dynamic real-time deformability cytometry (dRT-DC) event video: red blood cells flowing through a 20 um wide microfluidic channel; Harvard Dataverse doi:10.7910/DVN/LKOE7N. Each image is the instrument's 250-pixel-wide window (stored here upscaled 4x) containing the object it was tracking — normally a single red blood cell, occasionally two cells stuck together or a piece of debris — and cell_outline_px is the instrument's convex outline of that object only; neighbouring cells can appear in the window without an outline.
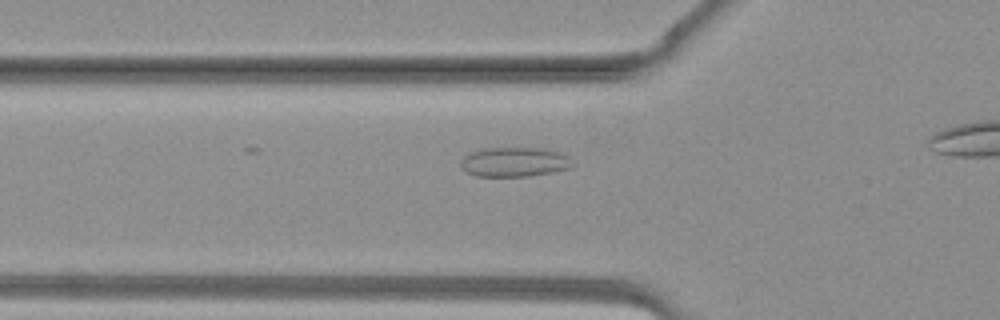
{"species": "common noctule bat (a hibernating species)", "species_latin": "Nyctalus noctula", "temperature_condition": "warm", "stored_images_in_passage": 23, "camera_frame_rate_fps": 3000, "um_per_image_px": 0.085, "animal": {"sex": "female", "body_mass_g": 19.3, "forearm_length_mm": 54.1}, "frame": {"image": 1, "passage_image": 4, "time_ms": 1.0, "image_size_px": [1000, 320], "cell_outline_px": [[576, 164], [568, 168], [552, 172], [528, 176], [476, 176], [464, 172], [460, 164], [460, 160], [464, 156], [472, 152], [484, 148], [544, 148], [560, 152], [568, 156]], "centroid_in_image_um": [43.72, 13.77], "position_along_channel_um": 82.1, "area_um2": 19.36}}
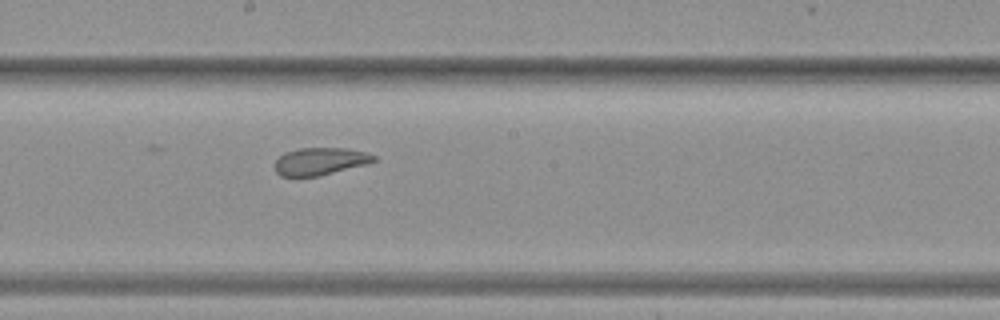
{"frame": {"image": 2, "passage_image": 12, "time_ms": 3.667, "image_size_px": [1000, 320], "cell_outline_px": [[376, 160], [368, 164], [316, 176], [280, 176], [276, 172], [276, 160], [284, 152], [296, 148], [348, 148], [364, 152], [376, 156]], "centroid_in_image_um": [27.21, 13.7], "position_along_channel_um": 221.0, "area_um2": 15.72}}
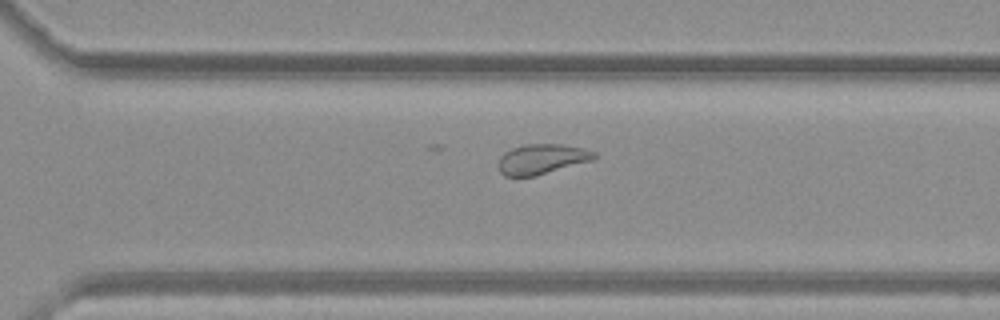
{"frame": {"image": 3, "passage_image": 18, "time_ms": 5.667, "image_size_px": [1000, 320], "cell_outline_px": [[596, 156], [592, 160], [536, 176], [504, 176], [500, 172], [496, 164], [500, 156], [504, 152], [512, 148], [524, 144], [564, 144], [584, 148], [596, 152]], "centroid_in_image_um": [46.02, 13.52], "position_along_channel_um": 324.6, "area_um2": 16.99}}